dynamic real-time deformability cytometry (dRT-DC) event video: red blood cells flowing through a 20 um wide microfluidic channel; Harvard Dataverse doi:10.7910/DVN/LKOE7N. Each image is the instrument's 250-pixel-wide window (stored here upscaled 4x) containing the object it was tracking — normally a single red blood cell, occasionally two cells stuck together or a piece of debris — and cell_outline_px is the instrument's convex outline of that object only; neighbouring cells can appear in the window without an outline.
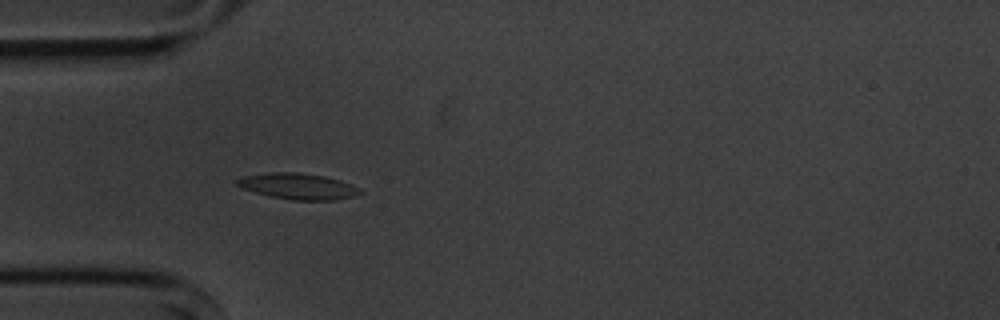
{"species": "common noctule bat (a hibernating species)", "species_latin": "Nyctalus noctula", "temperature_condition": "cold", "stored_images_in_passage": 5, "camera_frame_rate_fps": 3000, "um_per_image_px": 0.085, "animal": {"sex": "male", "body_mass_g": 20.1, "forearm_length_mm": 53.5}, "frame": {"image": 1, "passage_image": 4, "time_ms": 4.0, "image_size_px": [1000, 320], "cell_outline_px": [[364, 192], [352, 196], [332, 200], [292, 200], [268, 196], [244, 188], [236, 184], [236, 180], [244, 176], [272, 172], [296, 172], [324, 176], [340, 180], [360, 188]], "centroid_in_image_um": [25.35, 15.83], "position_along_channel_um": 59.7, "area_um2": 18.44}}